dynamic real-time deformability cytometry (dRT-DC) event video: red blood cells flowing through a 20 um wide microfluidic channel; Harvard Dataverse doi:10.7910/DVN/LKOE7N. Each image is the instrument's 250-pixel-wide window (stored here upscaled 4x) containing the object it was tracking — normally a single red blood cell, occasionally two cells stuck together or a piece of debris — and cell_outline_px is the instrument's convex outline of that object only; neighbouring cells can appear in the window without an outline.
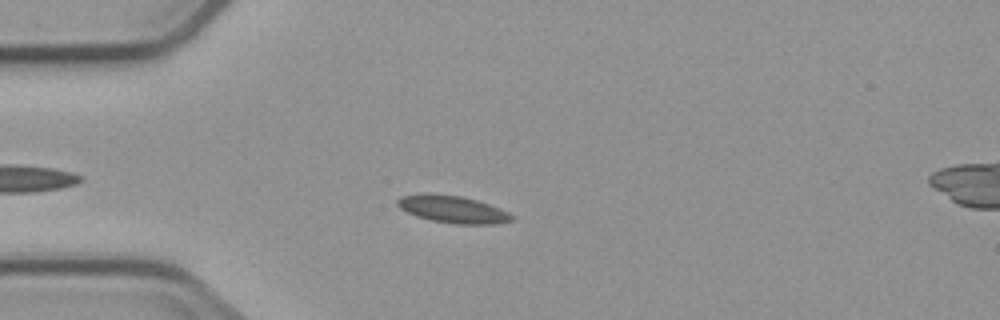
{"species": "common noctule bat (a hibernating species)", "species_latin": "Nyctalus noctula", "temperature_condition": "cold", "stored_images_in_passage": 5, "camera_frame_rate_fps": 3000, "um_per_image_px": 0.085, "animal": {"sex": "male", "body_mass_g": 23.1, "forearm_length_mm": 52.7}, "frame": {"image": 1, "passage_image": 4, "time_ms": 3.667, "image_size_px": [1000, 320], "cell_outline_px": [[516, 216], [512, 220], [496, 224], [456, 224], [432, 220], [416, 216], [400, 208], [396, 204], [396, 200], [400, 196], [432, 192], [460, 196], [476, 200], [500, 208]], "centroid_in_image_um": [38.47, 17.78], "position_along_channel_um": 46.5, "area_um2": 18.26}}